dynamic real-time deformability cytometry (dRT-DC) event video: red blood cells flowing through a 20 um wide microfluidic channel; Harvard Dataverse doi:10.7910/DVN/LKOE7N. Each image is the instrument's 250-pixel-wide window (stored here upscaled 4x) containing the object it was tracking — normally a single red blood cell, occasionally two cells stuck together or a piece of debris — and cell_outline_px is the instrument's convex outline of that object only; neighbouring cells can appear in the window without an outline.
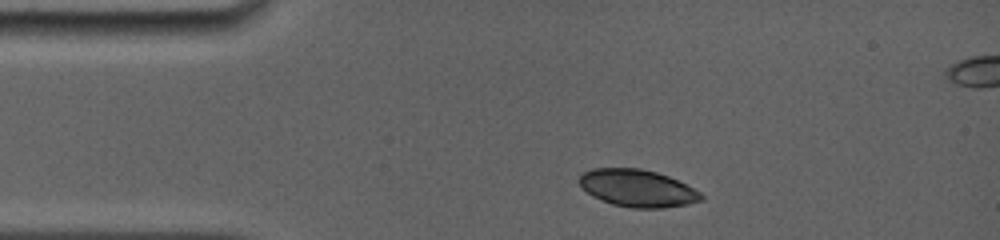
{"species": "common noctule bat (a hibernating species)", "species_latin": "Nyctalus noctula", "temperature_condition": "room temperature", "stored_images_in_passage": 4, "camera_frame_rate_fps": 5000, "um_per_image_px": 0.085, "animal": {"sex": "female", "body_mass_g": 19.0, "forearm_length_mm": 56.7}, "frame": {"image": 1, "passage_image": 1, "time_ms": 0.0, "image_size_px": [1000, 240], "cell_outline_px": [[704, 200], [688, 204], [664, 208], [632, 208], [612, 204], [592, 196], [580, 188], [580, 176], [584, 172], [592, 168], [640, 168], [656, 172], [668, 176], [700, 192], [704, 196]], "centroid_in_image_um": [54.17, 16.0], "position_along_channel_um": 30.8, "area_um2": 26.47}}